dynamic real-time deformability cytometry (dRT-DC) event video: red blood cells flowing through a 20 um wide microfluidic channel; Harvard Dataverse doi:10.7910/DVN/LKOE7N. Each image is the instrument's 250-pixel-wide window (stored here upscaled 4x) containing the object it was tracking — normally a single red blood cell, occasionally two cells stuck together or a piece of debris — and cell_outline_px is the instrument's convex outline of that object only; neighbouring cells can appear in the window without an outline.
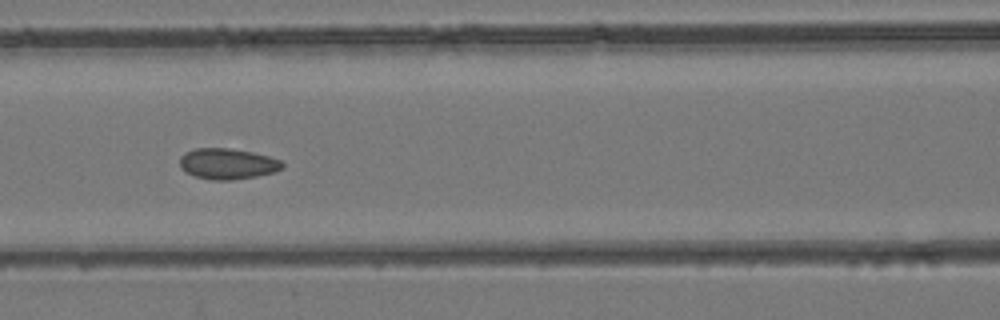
{"species": "common noctule bat (a hibernating species)", "species_latin": "Nyctalus noctula", "temperature_condition": "room temperature", "stored_images_in_passage": 7, "camera_frame_rate_fps": 3000, "um_per_image_px": 0.085, "animal": {"sex": "female", "body_mass_g": 24.6, "forearm_length_mm": 56.2}, "frame": {"image": 1, "passage_image": 7, "time_ms": 6.667, "image_size_px": [1000, 320], "cell_outline_px": [[284, 168], [276, 172], [256, 176], [232, 180], [212, 180], [196, 176], [184, 172], [180, 168], [180, 156], [184, 152], [196, 148], [228, 148], [252, 152], [268, 156], [280, 160], [284, 164]], "centroid_in_image_um": [19.33, 13.92], "position_along_channel_um": 147.3, "area_um2": 18.55}}